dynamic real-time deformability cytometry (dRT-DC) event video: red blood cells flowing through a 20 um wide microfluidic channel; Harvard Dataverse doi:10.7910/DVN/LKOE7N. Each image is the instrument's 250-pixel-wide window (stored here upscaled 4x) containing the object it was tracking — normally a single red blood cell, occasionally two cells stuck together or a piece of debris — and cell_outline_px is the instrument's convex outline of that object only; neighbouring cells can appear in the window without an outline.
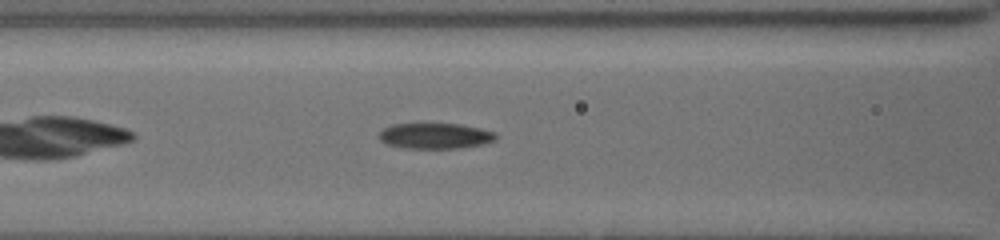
{"species": "common noctule bat (a hibernating species)", "species_latin": "Nyctalus noctula", "temperature_condition": "cold", "stored_images_in_passage": 17, "camera_frame_rate_fps": 3000, "um_per_image_px": 0.085, "animal": {"sex": "female", "body_mass_g": 19.5, "forearm_length_mm": 54.1}, "frame": {"image": 1, "passage_image": 10, "time_ms": 2.333, "image_size_px": [1000, 240], "cell_outline_px": [[496, 140], [484, 144], [460, 148], [404, 148], [388, 144], [380, 140], [380, 132], [384, 128], [392, 124], [460, 124], [480, 128], [496, 132]], "centroid_in_image_um": [37.03, 11.55], "position_along_channel_um": 129.6, "area_um2": 17.4}}
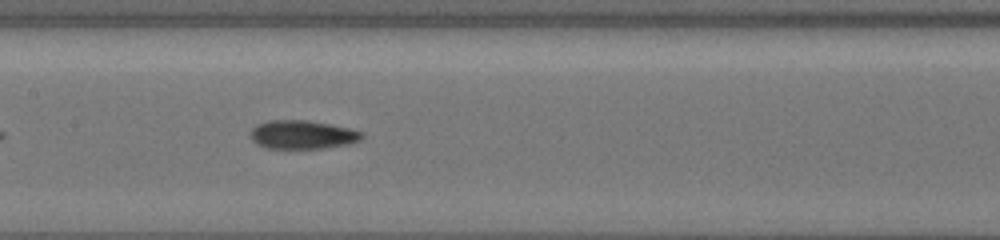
{"frame": {"image": 2, "passage_image": 15, "time_ms": 3.667, "image_size_px": [1000, 240], "cell_outline_px": [[364, 136], [360, 140], [348, 144], [324, 148], [268, 148], [256, 144], [248, 136], [248, 132], [256, 124], [268, 120], [308, 120], [348, 128], [360, 132]], "centroid_in_image_um": [25.62, 11.44], "position_along_channel_um": 181.8, "area_um2": 18.61}}
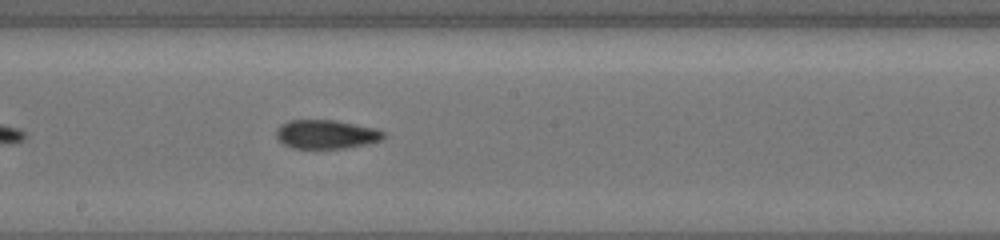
{"frame": {"image": 3, "passage_image": 17, "time_ms": 4.667, "image_size_px": [1000, 240], "cell_outline_px": [[384, 136], [380, 140], [364, 144], [344, 148], [292, 148], [284, 144], [276, 136], [276, 128], [280, 124], [288, 120], [336, 120], [372, 128], [384, 132]], "centroid_in_image_um": [27.65, 11.41], "position_along_channel_um": 220.5, "area_um2": 17.8}}